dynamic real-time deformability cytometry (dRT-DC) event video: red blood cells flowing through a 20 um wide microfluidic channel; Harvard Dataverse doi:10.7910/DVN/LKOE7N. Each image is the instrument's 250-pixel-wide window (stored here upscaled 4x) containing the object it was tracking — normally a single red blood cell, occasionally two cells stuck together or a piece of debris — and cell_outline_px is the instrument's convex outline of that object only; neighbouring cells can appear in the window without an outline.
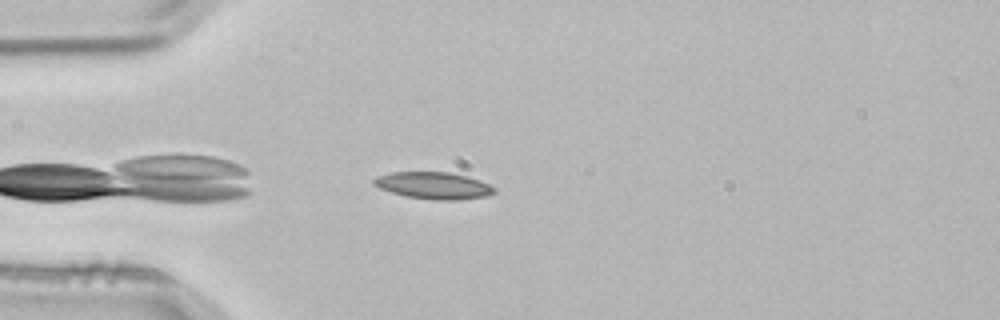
{"species": "common noctule bat (a hibernating species)", "species_latin": "Nyctalus noctula", "temperature_condition": "room temperature", "stored_images_in_passage": 3, "camera_frame_rate_fps": 3000, "um_per_image_px": 0.085, "animal": {"sex": "male", "body_mass_g": 21.5, "forearm_length_mm": 52.0}, "frame": {"image": 1, "passage_image": 3, "time_ms": 0.667, "image_size_px": [1000, 320], "cell_outline_px": [[496, 192], [484, 196], [456, 200], [436, 200], [404, 196], [380, 188], [372, 184], [372, 180], [376, 176], [392, 172], [448, 172], [468, 176], [480, 180], [496, 188]], "centroid_in_image_um": [36.84, 15.76], "position_along_channel_um": 48.2, "area_um2": 18.9}}